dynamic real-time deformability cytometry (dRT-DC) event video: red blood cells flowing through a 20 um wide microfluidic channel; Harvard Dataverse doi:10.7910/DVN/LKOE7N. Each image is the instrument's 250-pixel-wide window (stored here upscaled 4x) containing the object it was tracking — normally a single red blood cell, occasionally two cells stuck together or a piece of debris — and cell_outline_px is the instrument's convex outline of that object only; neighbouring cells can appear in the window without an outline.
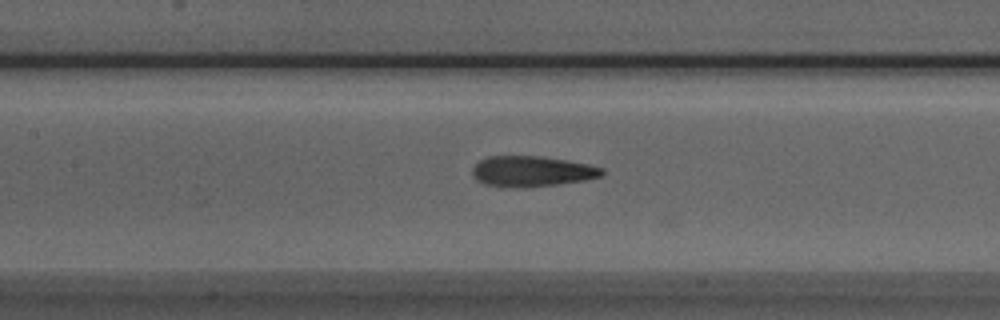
{"species": "Egyptian fruit bat (a non-hibernating species)", "species_latin": "Rousettus aegyptiacus", "temperature_condition": "room temperature", "stored_images_in_passage": 31, "camera_frame_rate_fps": 3000, "um_per_image_px": 0.085, "animal": {"sex": "male"}, "frame": {"image": 1, "passage_image": 9, "time_ms": 2.667, "image_size_px": [1000, 320], "cell_outline_px": [[604, 172], [600, 176], [584, 180], [556, 184], [524, 188], [512, 188], [484, 184], [476, 180], [472, 176], [472, 168], [480, 160], [488, 156], [540, 156], [588, 164], [604, 168]], "centroid_in_image_um": [45.16, 14.57], "position_along_channel_um": 162.2, "area_um2": 23.12}}
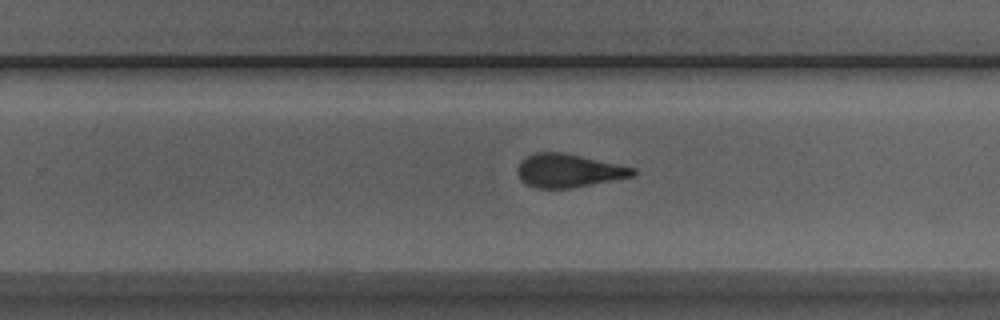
{"frame": {"image": 2, "passage_image": 18, "time_ms": 5.667, "image_size_px": [1000, 320], "cell_outline_px": [[636, 172], [632, 176], [572, 188], [536, 188], [520, 180], [516, 172], [516, 168], [528, 156], [536, 152], [564, 152], [636, 168]], "centroid_in_image_um": [48.31, 14.5], "position_along_channel_um": 281.5, "area_um2": 22.25}}
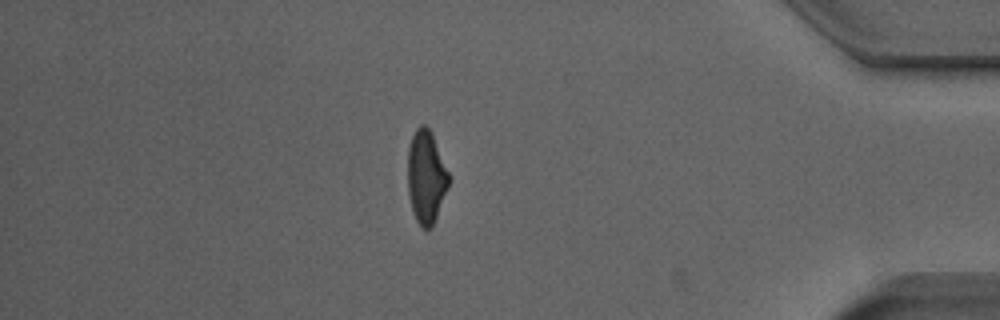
{"frame": {"image": 3, "passage_image": 30, "time_ms": 9.667, "image_size_px": [1000, 320], "cell_outline_px": [[452, 176], [448, 188], [432, 228], [424, 228], [416, 220], [408, 196], [408, 148], [412, 136], [416, 128], [420, 124], [424, 124], [432, 132]], "centroid_in_image_um": [36.25, 15.0], "position_along_channel_um": 398.9, "area_um2": 22.66}, "authors_computed_cell_mechanics": {"area_um2": 23.3512, "velocity_mm_per_s": 3.9914, "shape_relaxation_time_tau1_ms": 4.1876, "shape_relaxation_time_tau2_ms": 2.1475, "deformation_change_tau1": 0.1723, "deformation_change_tau2": 0.1122}}